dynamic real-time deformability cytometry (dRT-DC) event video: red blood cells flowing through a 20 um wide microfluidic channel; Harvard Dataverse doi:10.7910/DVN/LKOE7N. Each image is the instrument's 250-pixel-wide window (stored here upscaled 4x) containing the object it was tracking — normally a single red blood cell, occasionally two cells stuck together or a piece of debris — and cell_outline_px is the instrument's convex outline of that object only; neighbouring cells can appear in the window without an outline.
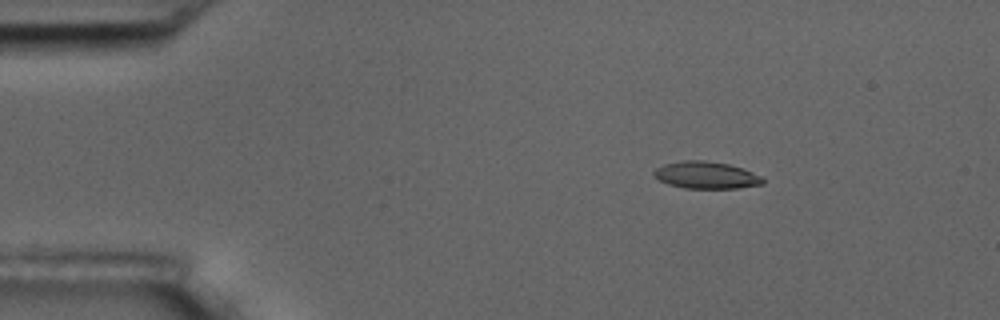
{"species": "common noctule bat (a hibernating species)", "species_latin": "Nyctalus noctula", "temperature_condition": "room temperature", "stored_images_in_passage": 13, "camera_frame_rate_fps": 3000, "um_per_image_px": 0.085, "animal": {"sex": "male", "body_mass_g": 17.5, "forearm_length_mm": 52.3}, "frame": {"image": 1, "passage_image": 3, "time_ms": 2.333, "image_size_px": [1000, 320], "cell_outline_px": [[764, 184], [736, 188], [684, 188], [668, 184], [660, 180], [652, 172], [656, 168], [664, 164], [684, 160], [704, 160], [728, 164], [744, 168], [760, 176], [764, 180]], "centroid_in_image_um": [60.03, 14.88], "position_along_channel_um": 25.0, "area_um2": 17.11}}
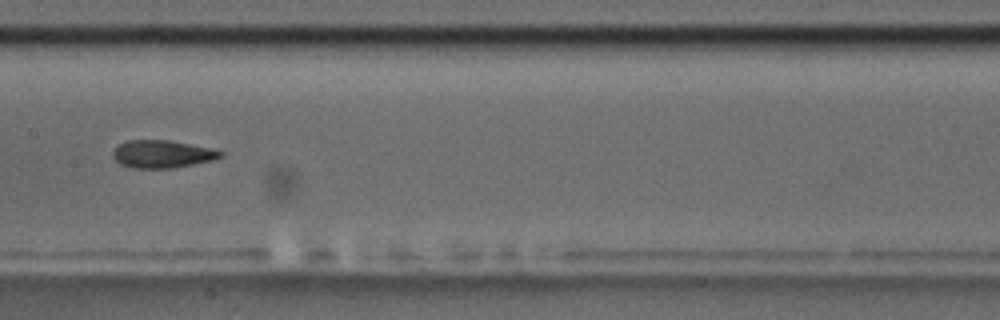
{"frame": {"image": 2, "passage_image": 8, "time_ms": 9.0, "image_size_px": [1000, 320], "cell_outline_px": [[224, 156], [216, 160], [172, 168], [132, 168], [120, 164], [112, 156], [112, 152], [120, 144], [128, 140], [168, 140], [216, 148], [224, 152]], "centroid_in_image_um": [13.87, 13.09], "position_along_channel_um": 193.5, "area_um2": 17.63}}
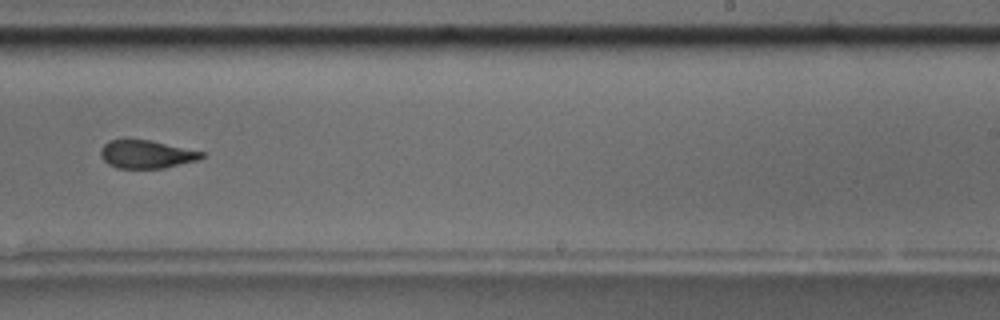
{"frame": {"image": 3, "passage_image": 10, "time_ms": 11.333, "image_size_px": [1000, 320], "cell_outline_px": [[204, 156], [200, 160], [164, 168], [116, 168], [108, 164], [100, 156], [100, 148], [108, 140], [124, 136], [128, 136], [148, 140], [204, 152]], "centroid_in_image_um": [12.37, 13.07], "position_along_channel_um": 276.6, "area_um2": 17.11}, "authors_computed_cell_mechanics": {"area_um2": 17.34, "velocity_mm_per_s": 3.5611, "shape_relaxation_time_tau1_ms": null, "shape_relaxation_time_tau2_ms": 2.0597, "deformation_change_tau1": null, "deformation_change_tau2": 0.0774}}